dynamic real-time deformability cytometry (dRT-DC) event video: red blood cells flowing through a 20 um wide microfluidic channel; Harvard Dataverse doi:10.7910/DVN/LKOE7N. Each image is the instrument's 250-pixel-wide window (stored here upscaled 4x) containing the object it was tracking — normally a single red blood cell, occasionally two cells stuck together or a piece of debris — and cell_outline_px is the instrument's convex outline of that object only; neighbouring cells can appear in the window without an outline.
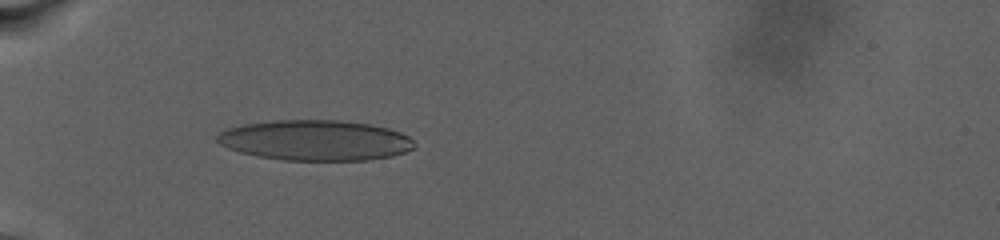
{"species": "human", "species_latin": "Homo sapiens", "temperature_condition": "warm", "stored_images_in_passage": 22, "camera_frame_rate_fps": 3000, "um_per_image_px": 0.085, "donor": {"sex": "male"}, "frame": {"image": 1, "passage_image": 21, "time_ms": 9.0, "image_size_px": [1000, 240], "cell_outline_px": [[416, 144], [412, 148], [404, 152], [392, 156], [368, 160], [284, 160], [260, 156], [240, 152], [228, 148], [220, 144], [216, 140], [216, 136], [220, 132], [228, 128], [244, 124], [272, 120], [340, 120], [368, 124], [388, 128], [400, 132], [408, 136]], "centroid_in_image_um": [26.79, 11.92], "position_along_channel_um": 58.2, "area_um2": 46.36}}